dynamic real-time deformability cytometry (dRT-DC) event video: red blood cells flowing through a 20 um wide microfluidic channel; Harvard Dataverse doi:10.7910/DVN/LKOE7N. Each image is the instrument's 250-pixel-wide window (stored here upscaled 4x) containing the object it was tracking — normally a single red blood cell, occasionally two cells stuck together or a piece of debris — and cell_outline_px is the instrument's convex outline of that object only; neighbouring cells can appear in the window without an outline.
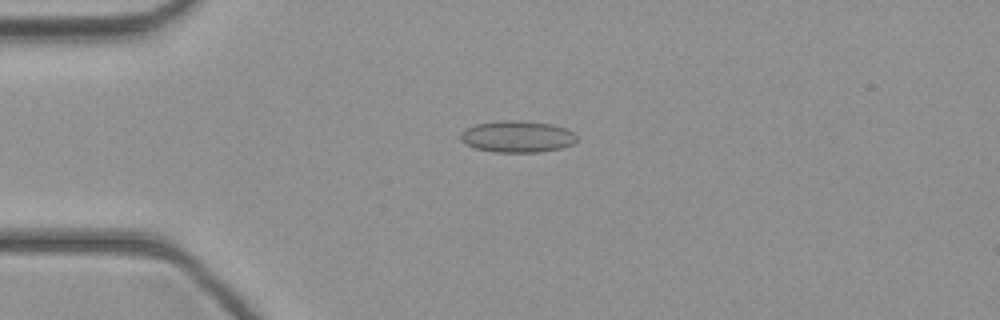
{"species": "common noctule bat (a hibernating species)", "species_latin": "Nyctalus noctula", "temperature_condition": "cold", "stored_images_in_passage": 43, "camera_frame_rate_fps": 3000, "um_per_image_px": 0.085, "animal": {"sex": "female", "body_mass_g": 21.9}, "frame": {"image": 1, "passage_image": 11, "time_ms": 3.333, "image_size_px": [1000, 320], "cell_outline_px": [[576, 140], [572, 144], [560, 148], [540, 152], [492, 152], [476, 148], [464, 144], [460, 140], [460, 132], [464, 128], [476, 124], [500, 120], [520, 120], [552, 124], [568, 128], [576, 136]], "centroid_in_image_um": [43.93, 11.6], "position_along_channel_um": 41.1, "area_um2": 21.68}}
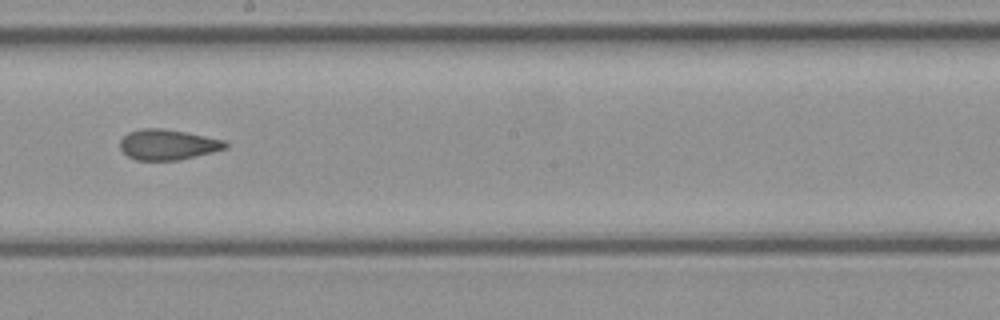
{"frame": {"image": 2, "passage_image": 25, "time_ms": 8.0, "image_size_px": [1000, 320], "cell_outline_px": [[228, 148], [180, 160], [136, 160], [128, 156], [120, 148], [120, 140], [128, 132], [144, 128], [160, 128], [184, 132], [224, 140], [228, 144]], "centroid_in_image_um": [14.26, 12.3], "position_along_channel_um": 233.9, "area_um2": 18.55}}
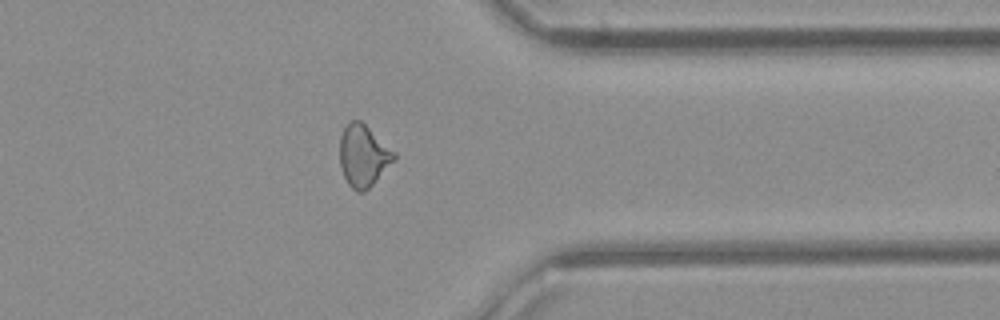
{"frame": {"image": 3, "passage_image": 35, "time_ms": 11.333, "image_size_px": [1000, 320], "cell_outline_px": [[396, 160], [364, 192], [356, 192], [348, 184], [344, 176], [340, 164], [340, 136], [348, 120], [360, 120], [396, 152]], "centroid_in_image_um": [30.89, 13.23], "position_along_channel_um": 380.5, "area_um2": 19.59}}